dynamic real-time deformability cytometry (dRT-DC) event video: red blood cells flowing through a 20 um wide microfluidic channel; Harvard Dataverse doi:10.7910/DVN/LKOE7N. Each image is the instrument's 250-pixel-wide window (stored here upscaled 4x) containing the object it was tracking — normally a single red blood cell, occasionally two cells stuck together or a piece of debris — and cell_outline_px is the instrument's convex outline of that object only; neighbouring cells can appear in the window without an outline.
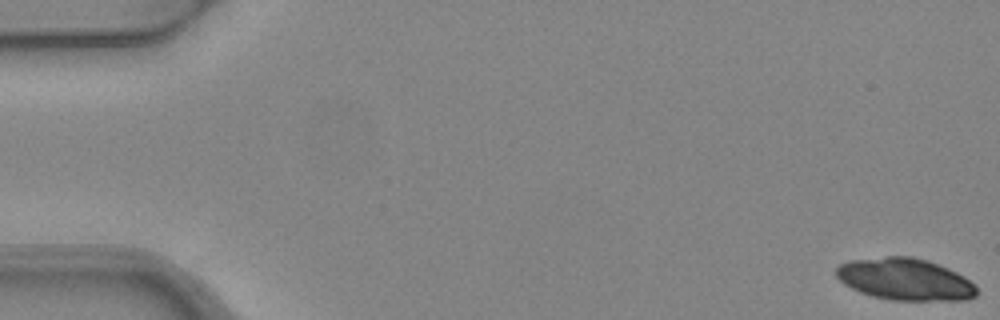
{"species": "common noctule bat (a hibernating species)", "species_latin": "Nyctalus noctula", "temperature_condition": "warm", "stored_images_in_passage": 5, "camera_frame_rate_fps": 3000, "um_per_image_px": 0.085, "animal": {"sex": "female", "body_mass_g": 24.6, "forearm_length_mm": 56.2}, "frame": {"image": 1, "passage_image": 1, "time_ms": 0.0, "image_size_px": [1000, 320], "cell_outline_px": [[976, 296], [968, 300], [892, 300], [872, 296], [860, 292], [844, 284], [836, 276], [836, 268], [840, 264], [848, 260], [888, 256], [912, 256], [928, 260], [948, 268], [964, 276], [976, 284]], "centroid_in_image_um": [76.94, 23.73], "position_along_channel_um": 8.1, "area_um2": 34.51}}